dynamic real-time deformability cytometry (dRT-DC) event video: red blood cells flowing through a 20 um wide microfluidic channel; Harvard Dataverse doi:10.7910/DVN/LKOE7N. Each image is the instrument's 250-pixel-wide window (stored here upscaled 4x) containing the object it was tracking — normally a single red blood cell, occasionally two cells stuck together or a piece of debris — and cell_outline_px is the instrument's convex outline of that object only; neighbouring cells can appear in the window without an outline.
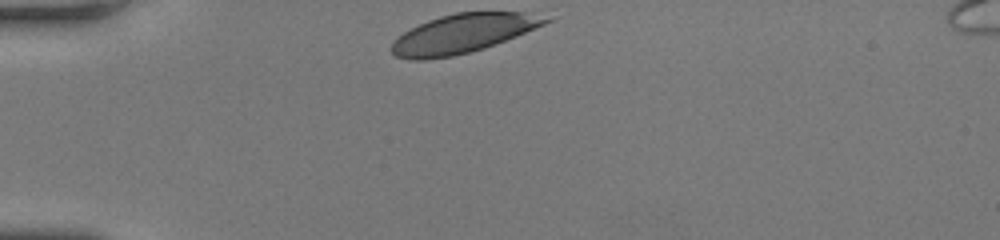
{"species": "human", "species_latin": "Homo sapiens", "temperature_condition": "room temperature", "stored_images_in_passage": 30, "camera_frame_rate_fps": 3000, "um_per_image_px": 0.085, "donor": {"sex": "female"}, "frame": {"image": 1, "passage_image": 1, "time_ms": 0.0, "image_size_px": [1000, 240], "cell_outline_px": [[560, 16], [544, 24], [516, 36], [484, 48], [452, 56], [424, 60], [408, 60], [396, 56], [392, 52], [392, 44], [404, 32], [428, 20], [440, 16], [456, 12], [524, 12]], "centroid_in_image_um": [39.43, 2.83], "position_along_channel_um": 45.6, "area_um2": 34.85}}
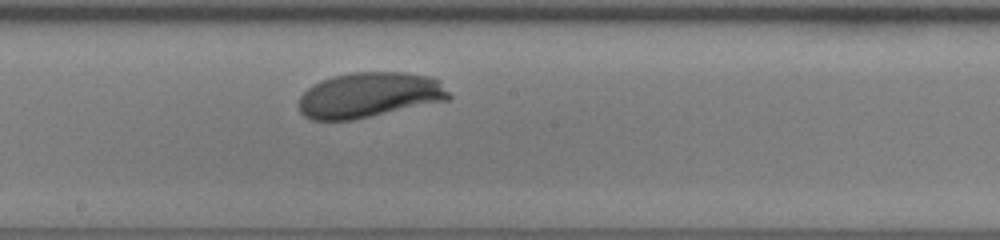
{"frame": {"image": 2, "passage_image": 17, "time_ms": 5.333, "image_size_px": [1000, 240], "cell_outline_px": [[452, 96], [448, 100], [352, 120], [312, 120], [304, 116], [300, 112], [300, 96], [308, 88], [320, 80], [332, 76], [352, 72], [404, 72], [428, 76], [440, 80]], "centroid_in_image_um": [31.4, 8.07], "position_along_channel_um": 216.8, "area_um2": 39.59}}
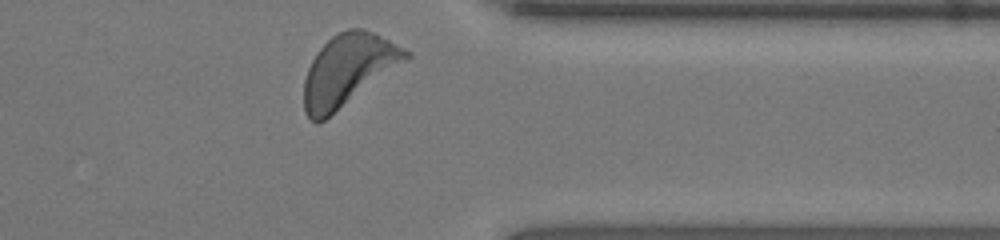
{"frame": {"image": 3, "passage_image": 30, "time_ms": 9.667, "image_size_px": [1000, 240], "cell_outline_px": [[412, 56], [324, 120], [316, 124], [304, 112], [304, 80], [308, 68], [316, 52], [332, 36], [348, 28], [364, 28], [412, 52]], "centroid_in_image_um": [29.56, 5.94], "position_along_channel_um": 381.8, "area_um2": 41.73}, "authors_computed_cell_mechanics": {"area_um2": 39.2751, "velocity_mm_per_s": 3.8886, "shape_relaxation_time_tau1_ms": 2.3684, "shape_relaxation_time_tau2_ms": null, "deformation_change_tau1": 0.1351, "deformation_change_tau2": null}}